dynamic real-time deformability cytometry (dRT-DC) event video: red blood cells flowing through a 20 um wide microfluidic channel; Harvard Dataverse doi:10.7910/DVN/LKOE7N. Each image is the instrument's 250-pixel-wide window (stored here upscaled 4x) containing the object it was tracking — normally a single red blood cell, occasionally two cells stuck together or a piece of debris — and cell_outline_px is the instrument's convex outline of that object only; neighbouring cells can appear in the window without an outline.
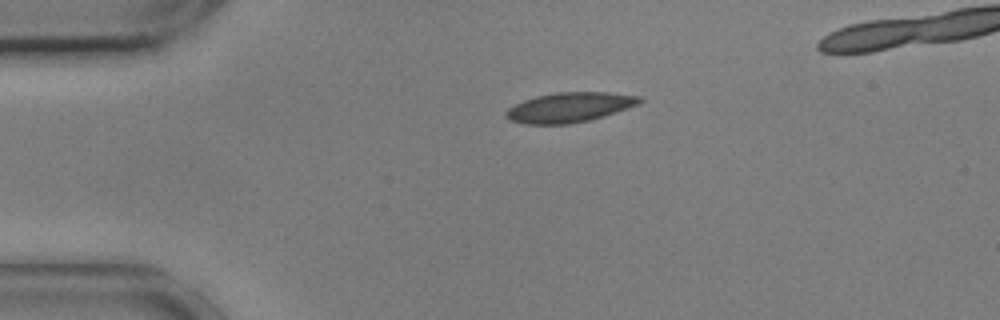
{"species": "common noctule bat (a hibernating species)", "species_latin": "Nyctalus noctula", "temperature_condition": "cold", "stored_images_in_passage": 13, "camera_frame_rate_fps": 3000, "um_per_image_px": 0.085, "animal": {"sex": "male", "body_mass_g": 17.9, "forearm_length_mm": 54.2}, "frame": {"image": 1, "passage_image": 1, "time_ms": 0.0, "image_size_px": [1000, 320], "cell_outline_px": [[644, 100], [640, 104], [604, 116], [588, 120], [568, 124], [524, 124], [508, 120], [504, 116], [504, 112], [508, 108], [524, 100], [536, 96], [556, 92], [608, 92], [640, 96]], "centroid_in_image_um": [48.4, 9.12], "position_along_channel_um": 36.6, "area_um2": 23.35}}